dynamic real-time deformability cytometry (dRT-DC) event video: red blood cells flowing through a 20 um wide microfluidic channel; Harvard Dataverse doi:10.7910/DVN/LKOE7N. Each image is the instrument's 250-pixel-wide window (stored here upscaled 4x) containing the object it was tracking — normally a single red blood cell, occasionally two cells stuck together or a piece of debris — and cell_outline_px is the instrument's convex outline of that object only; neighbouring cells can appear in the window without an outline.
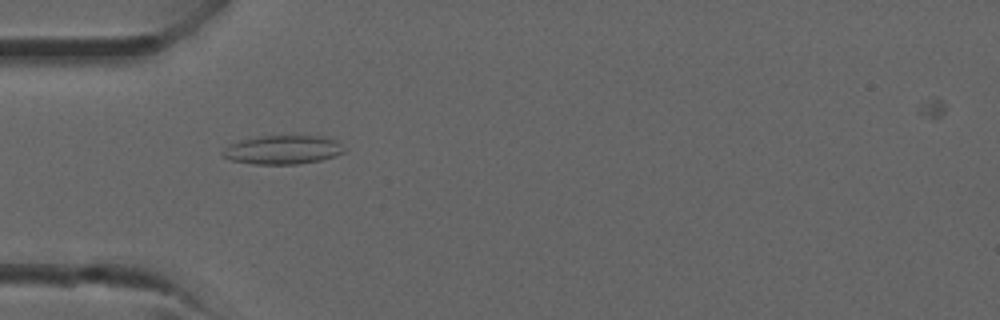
{"species": "common noctule bat (a hibernating species)", "species_latin": "Nyctalus noctula", "temperature_condition": "room temperature", "stored_images_in_passage": 35, "camera_frame_rate_fps": 3000, "um_per_image_px": 0.085, "animal": {"sex": "male", "forearm_length_mm": 52.5}, "frame": {"image": 1, "passage_image": 9, "time_ms": 2.667, "image_size_px": [1000, 320], "cell_outline_px": [[344, 152], [336, 156], [320, 160], [296, 164], [252, 164], [232, 160], [224, 156], [220, 152], [224, 148], [240, 140], [260, 136], [324, 136], [336, 140], [344, 148]], "centroid_in_image_um": [24.05, 12.73], "position_along_channel_um": 61.0, "area_um2": 20.29}}
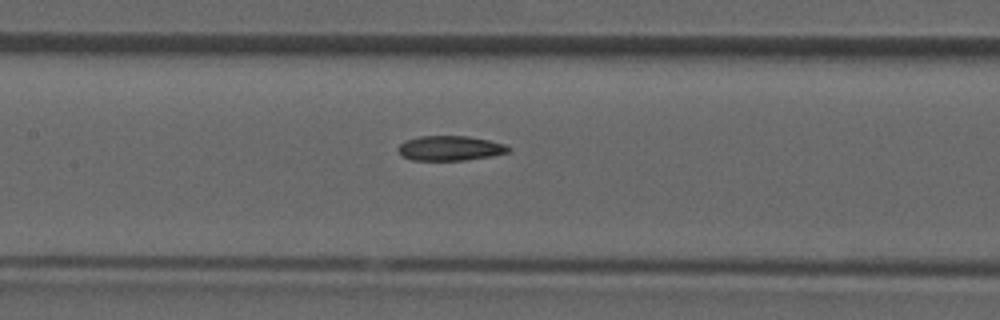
{"frame": {"image": 2, "passage_image": 15, "time_ms": 4.667, "image_size_px": [1000, 320], "cell_outline_px": [[512, 148], [508, 152], [492, 156], [464, 160], [412, 160], [404, 156], [396, 148], [404, 140], [420, 136], [468, 136], [488, 140], [504, 144]], "centroid_in_image_um": [38.25, 12.59], "position_along_channel_um": 169.1, "area_um2": 15.9}}
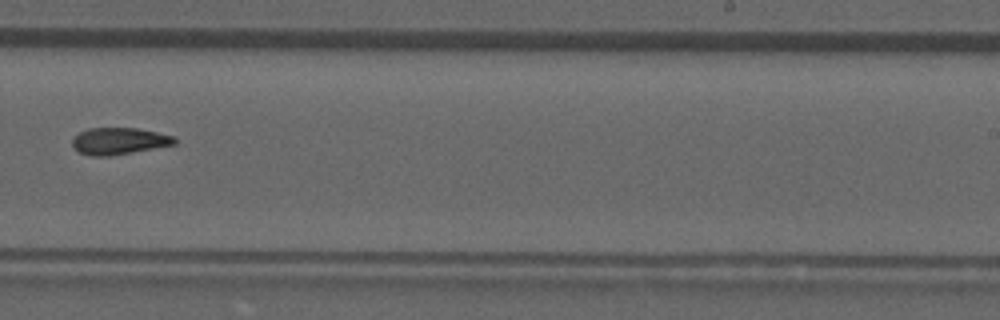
{"frame": {"image": 3, "passage_image": 21, "time_ms": 6.667, "image_size_px": [1000, 320], "cell_outline_px": [[176, 144], [132, 152], [108, 156], [92, 156], [80, 152], [72, 144], [72, 140], [80, 132], [88, 128], [136, 128], [156, 132], [172, 136], [176, 140]], "centroid_in_image_um": [10.11, 11.98], "position_along_channel_um": 278.9, "area_um2": 15.66}}